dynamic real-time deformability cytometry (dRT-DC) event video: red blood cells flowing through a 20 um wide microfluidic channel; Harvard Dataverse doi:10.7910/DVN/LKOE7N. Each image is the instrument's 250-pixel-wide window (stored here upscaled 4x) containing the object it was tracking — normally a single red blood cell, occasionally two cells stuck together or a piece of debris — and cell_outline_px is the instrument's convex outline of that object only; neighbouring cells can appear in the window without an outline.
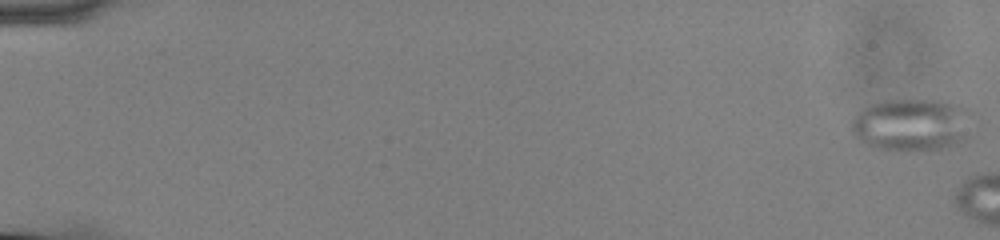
{"species": "common noctule bat (a hibernating species)", "species_latin": "Nyctalus noctula", "temperature_condition": "cold", "stored_images_in_passage": 9, "camera_frame_rate_fps": 3000, "um_per_image_px": 0.085, "animal": {"sex": "male", "body_mass_g": 13.0, "forearm_length_mm": 53.1}, "frame": {"image": 1, "passage_image": 1, "time_ms": 0.0, "image_size_px": [1000, 240], "cell_outline_px": [[972, 112], [968, 140], [960, 144], [948, 148], [908, 152], [872, 148], [864, 144], [852, 136], [848, 128], [856, 112], [868, 104], [880, 100], [940, 100], [960, 104], [968, 108]], "centroid_in_image_um": [77.49, 10.62], "position_along_channel_um": 7.5, "area_um2": 38.73}}